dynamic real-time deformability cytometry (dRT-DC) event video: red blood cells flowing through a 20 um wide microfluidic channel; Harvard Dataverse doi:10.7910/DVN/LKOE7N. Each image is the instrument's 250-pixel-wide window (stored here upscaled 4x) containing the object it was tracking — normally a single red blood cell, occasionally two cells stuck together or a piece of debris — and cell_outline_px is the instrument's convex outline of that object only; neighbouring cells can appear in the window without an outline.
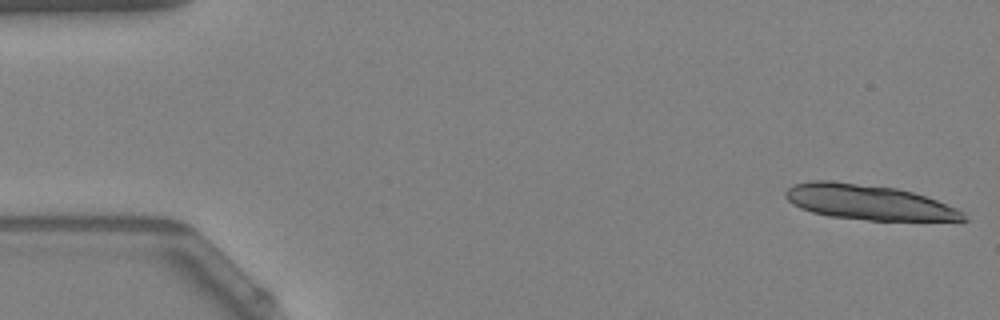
{"species": "Egyptian fruit bat (a non-hibernating species)", "species_latin": "Rousettus aegyptiacus", "temperature_condition": "warm", "stored_images_in_passage": 8, "camera_frame_rate_fps": 3000, "um_per_image_px": 0.085, "animal": {"sex": "female"}, "frame": {"image": 1, "passage_image": 1, "time_ms": 0.0, "image_size_px": [1000, 320], "cell_outline_px": [[968, 220], [868, 220], [832, 216], [812, 212], [800, 208], [792, 204], [784, 196], [784, 192], [788, 188], [796, 184], [812, 180], [832, 180], [896, 188], [912, 192], [936, 200], [956, 208], [964, 212]], "centroid_in_image_um": [73.79, 17.18], "position_along_channel_um": 11.2, "area_um2": 36.07}}